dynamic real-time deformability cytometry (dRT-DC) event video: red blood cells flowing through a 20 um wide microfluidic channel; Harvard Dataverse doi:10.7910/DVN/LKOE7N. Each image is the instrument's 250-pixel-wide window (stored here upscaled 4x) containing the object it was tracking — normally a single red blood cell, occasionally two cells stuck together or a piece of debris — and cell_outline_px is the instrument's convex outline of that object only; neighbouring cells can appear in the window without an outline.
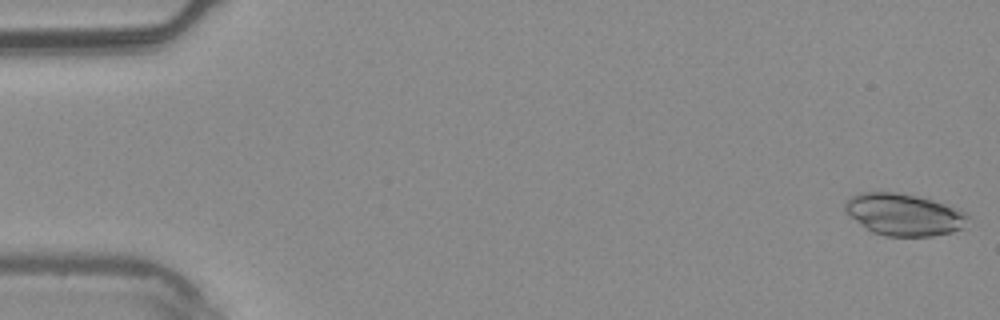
{"species": "common noctule bat (a hibernating species)", "species_latin": "Nyctalus noctula", "temperature_condition": "warm", "stored_images_in_passage": 2, "camera_frame_rate_fps": 3000, "um_per_image_px": 0.085, "animal": {"sex": "male", "body_mass_g": 20.4}, "frame": {"image": 1, "passage_image": 2, "time_ms": 0.333, "image_size_px": [1000, 320], "cell_outline_px": [[968, 216], [964, 228], [952, 232], [932, 236], [888, 236], [872, 232], [856, 220], [844, 208], [844, 204], [848, 196], [860, 192], [896, 192], [916, 196], [932, 200], [960, 208]], "centroid_in_image_um": [76.85, 18.23], "position_along_channel_um": 8.2, "area_um2": 29.94}}